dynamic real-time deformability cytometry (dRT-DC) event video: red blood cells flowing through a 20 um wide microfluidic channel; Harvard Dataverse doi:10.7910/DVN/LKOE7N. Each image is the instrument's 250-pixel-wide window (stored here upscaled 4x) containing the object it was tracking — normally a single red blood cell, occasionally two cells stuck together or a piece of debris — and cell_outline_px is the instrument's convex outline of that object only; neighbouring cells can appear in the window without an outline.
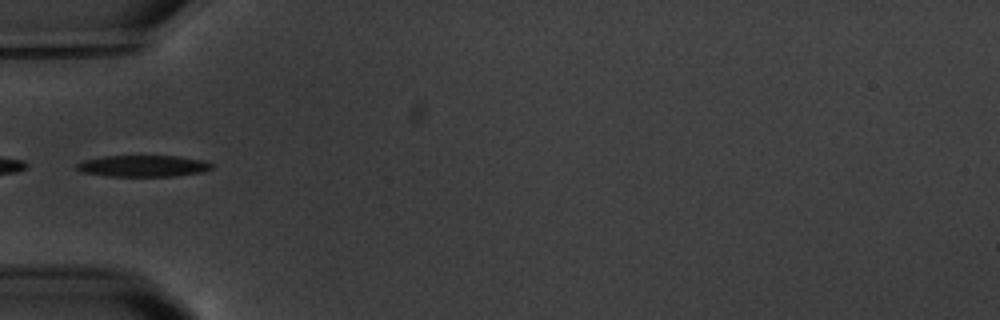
{"species": "common noctule bat (a hibernating species)", "species_latin": "Nyctalus noctula", "temperature_condition": "warm", "stored_images_in_passage": 7, "segment_of_instrument_passage": [2, 2], "camera_frame_rate_fps": 3000, "um_per_image_px": 0.085, "animal": {"sex": "male", "body_mass_g": 20.1, "forearm_length_mm": 53.5}, "frame": {"image": 1, "passage_image": 6, "time_ms": 6.0, "image_size_px": [1000, 320], "cell_outline_px": [[212, 168], [204, 172], [172, 176], [108, 176], [84, 172], [76, 168], [76, 164], [84, 160], [104, 156], [180, 156], [204, 160], [212, 164]], "centroid_in_image_um": [12.2, 14.1], "position_along_channel_um": 72.8, "area_um2": 16.82}}